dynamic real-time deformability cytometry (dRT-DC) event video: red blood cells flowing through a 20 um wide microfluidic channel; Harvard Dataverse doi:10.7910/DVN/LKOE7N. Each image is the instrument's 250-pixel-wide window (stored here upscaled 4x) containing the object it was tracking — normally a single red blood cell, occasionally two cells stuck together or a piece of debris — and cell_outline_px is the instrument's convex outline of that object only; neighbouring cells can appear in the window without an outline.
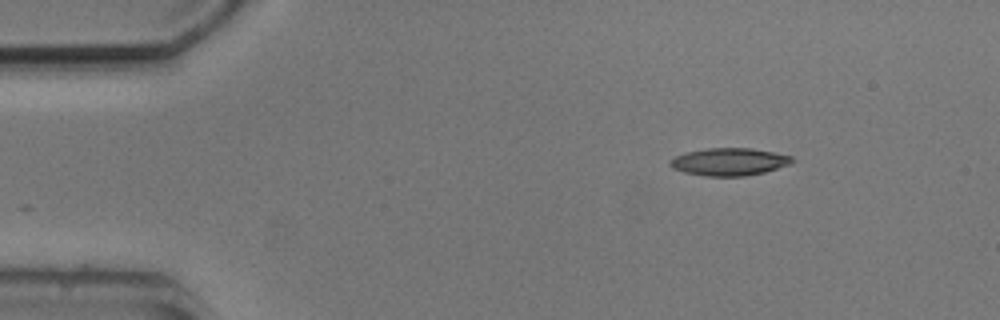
{"species": "common noctule bat (a hibernating species)", "species_latin": "Nyctalus noctula", "temperature_condition": "cold", "stored_images_in_passage": 5, "segment_of_instrument_passage": [2, 2], "camera_frame_rate_fps": 3000, "um_per_image_px": 0.085, "animal": {"sex": "male", "body_mass_g": 20.5, "forearm_length_mm": 52.5}, "frame": {"image": 1, "passage_image": 5, "time_ms": 5.333, "image_size_px": [1000, 320], "cell_outline_px": [[796, 160], [788, 164], [764, 172], [744, 176], [704, 176], [684, 172], [672, 168], [668, 164], [668, 160], [676, 156], [688, 152], [708, 148], [752, 148], [792, 156]], "centroid_in_image_um": [61.95, 13.75], "position_along_channel_um": 23.0, "area_um2": 19.48}}